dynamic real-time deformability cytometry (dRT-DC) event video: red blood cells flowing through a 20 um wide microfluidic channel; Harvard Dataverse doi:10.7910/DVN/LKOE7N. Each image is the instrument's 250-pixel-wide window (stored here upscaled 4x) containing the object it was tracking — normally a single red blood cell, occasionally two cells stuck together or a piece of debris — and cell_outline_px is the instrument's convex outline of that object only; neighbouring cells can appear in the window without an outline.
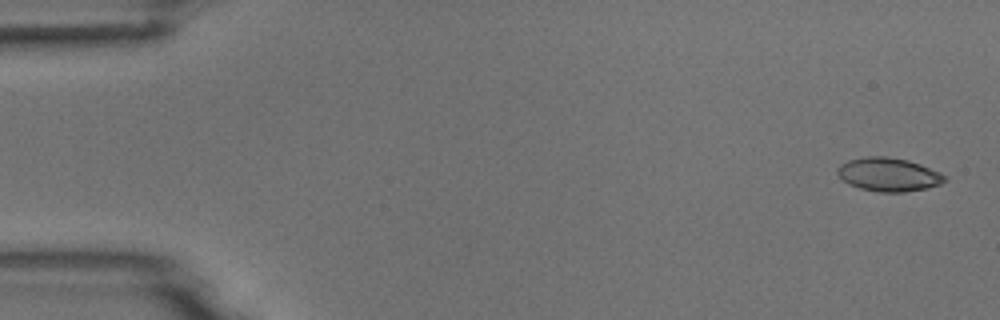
{"species": "common noctule bat (a hibernating species)", "species_latin": "Nyctalus noctula", "temperature_condition": "room temperature", "stored_images_in_passage": 5, "camera_frame_rate_fps": 3000, "um_per_image_px": 0.085, "animal": {"sex": "male", "body_mass_g": 18.8}, "frame": {"image": 1, "passage_image": 1, "time_ms": 0.0, "image_size_px": [1000, 320], "cell_outline_px": [[948, 180], [940, 184], [928, 188], [904, 192], [880, 192], [860, 188], [848, 184], [836, 172], [836, 168], [840, 164], [848, 160], [864, 156], [884, 156], [908, 160], [920, 164], [940, 172], [948, 176]], "centroid_in_image_um": [75.55, 14.83], "position_along_channel_um": 9.5, "area_um2": 21.15}}
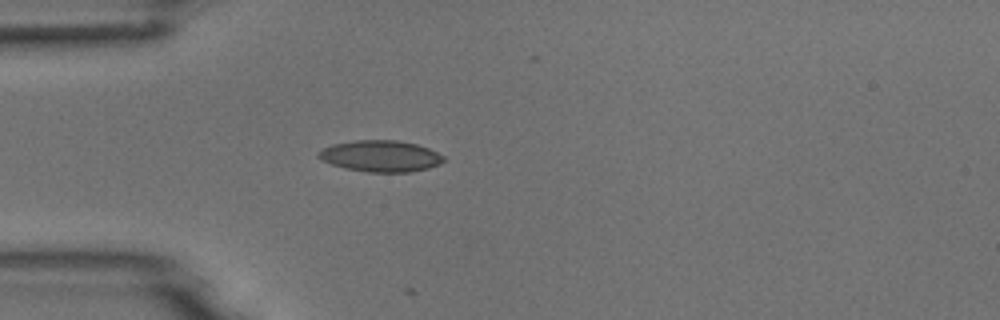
{"frame": {"image": 2, "passage_image": 5, "time_ms": 4.333, "image_size_px": [1000, 320], "cell_outline_px": [[444, 160], [440, 164], [428, 168], [412, 172], [368, 172], [344, 168], [320, 160], [316, 156], [316, 152], [332, 144], [356, 140], [396, 140], [416, 144], [428, 148], [444, 156]], "centroid_in_image_um": [32.32, 13.27], "position_along_channel_um": 52.7, "area_um2": 22.95}}